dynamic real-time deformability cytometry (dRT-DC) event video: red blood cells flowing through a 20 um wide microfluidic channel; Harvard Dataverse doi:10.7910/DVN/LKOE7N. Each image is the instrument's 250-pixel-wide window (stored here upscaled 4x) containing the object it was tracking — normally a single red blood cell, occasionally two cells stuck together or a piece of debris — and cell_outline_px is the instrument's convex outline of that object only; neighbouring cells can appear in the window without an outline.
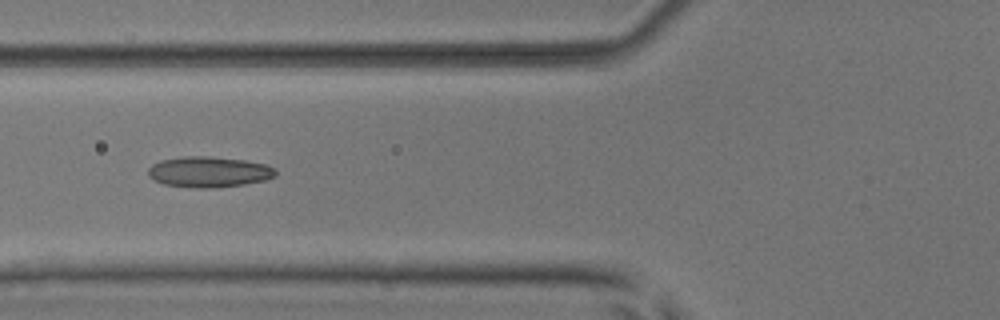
{"species": "common noctule bat (a hibernating species)", "species_latin": "Nyctalus noctula", "temperature_condition": "room temperature", "stored_images_in_passage": 7, "camera_frame_rate_fps": 3000, "um_per_image_px": 0.085, "animal": {"sex": "male", "body_mass_g": 17.9, "forearm_length_mm": 54.2}, "frame": {"image": 1, "passage_image": 4, "time_ms": 4.333, "image_size_px": [1000, 320], "cell_outline_px": [[276, 176], [264, 180], [244, 184], [212, 188], [200, 188], [164, 184], [152, 180], [148, 176], [148, 168], [152, 164], [160, 160], [184, 156], [208, 156], [244, 160], [268, 164], [276, 168]], "centroid_in_image_um": [17.75, 14.6], "position_along_channel_um": 108.0, "area_um2": 22.95}}
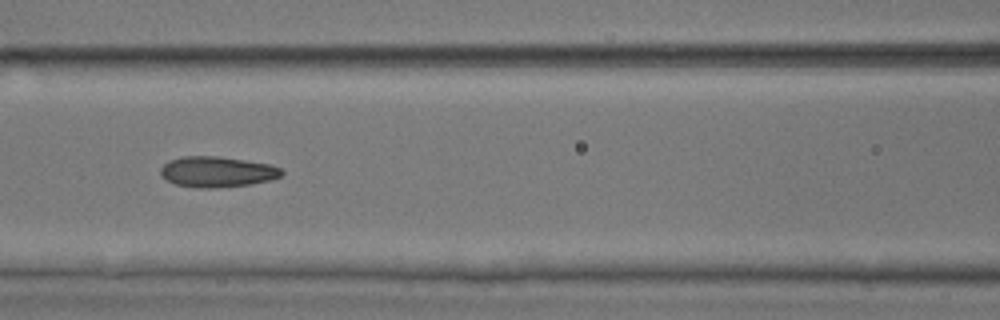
{"frame": {"image": 2, "passage_image": 5, "time_ms": 5.333, "image_size_px": [1000, 320], "cell_outline_px": [[284, 172], [280, 176], [272, 180], [252, 184], [216, 188], [196, 188], [176, 184], [160, 176], [160, 168], [168, 160], [180, 156], [220, 156], [272, 164], [280, 168]], "centroid_in_image_um": [18.46, 14.6], "position_along_channel_um": 148.1, "area_um2": 21.96}}